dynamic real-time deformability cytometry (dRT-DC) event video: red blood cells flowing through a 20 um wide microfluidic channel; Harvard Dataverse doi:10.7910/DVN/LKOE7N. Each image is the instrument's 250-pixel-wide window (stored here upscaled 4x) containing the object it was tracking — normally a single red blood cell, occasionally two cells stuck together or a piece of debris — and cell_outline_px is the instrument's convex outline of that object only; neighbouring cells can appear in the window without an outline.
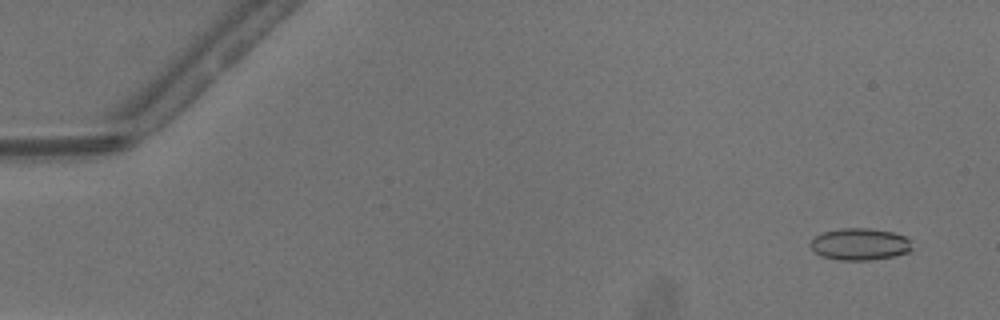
{"species": "common noctule bat (a hibernating species)", "species_latin": "Nyctalus noctula", "temperature_condition": "warm", "stored_images_in_passage": 40, "camera_frame_rate_fps": 3000, "um_per_image_px": 0.085, "animal": {"sex": "male", "body_mass_g": 13.3}, "frame": {"image": 1, "passage_image": 3, "time_ms": 0.667, "image_size_px": [1000, 320], "cell_outline_px": [[912, 248], [908, 252], [892, 256], [868, 260], [840, 260], [820, 256], [812, 248], [812, 240], [816, 236], [824, 232], [840, 228], [868, 228], [892, 232], [904, 236], [908, 240]], "centroid_in_image_um": [73.08, 20.75], "position_along_channel_um": 11.9, "area_um2": 18.55}}
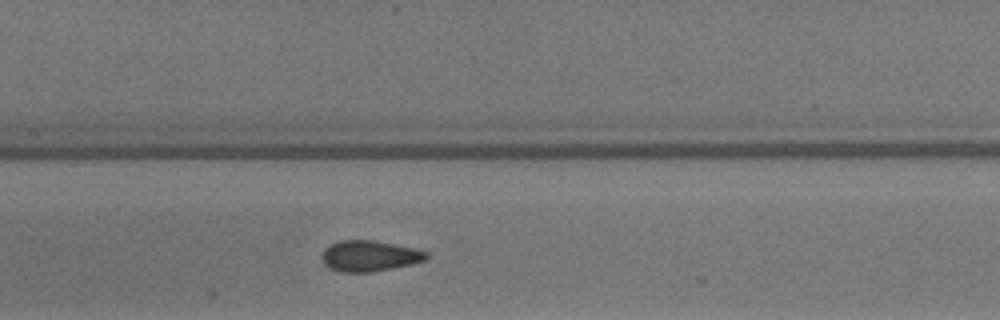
{"frame": {"image": 2, "passage_image": 25, "time_ms": 8.0, "image_size_px": [1000, 320], "cell_outline_px": [[428, 256], [424, 260], [412, 264], [372, 272], [340, 272], [328, 268], [324, 264], [320, 256], [324, 248], [328, 244], [340, 240], [372, 240], [416, 248], [428, 252]], "centroid_in_image_um": [31.36, 21.75], "position_along_channel_um": 176.0, "area_um2": 19.02}}
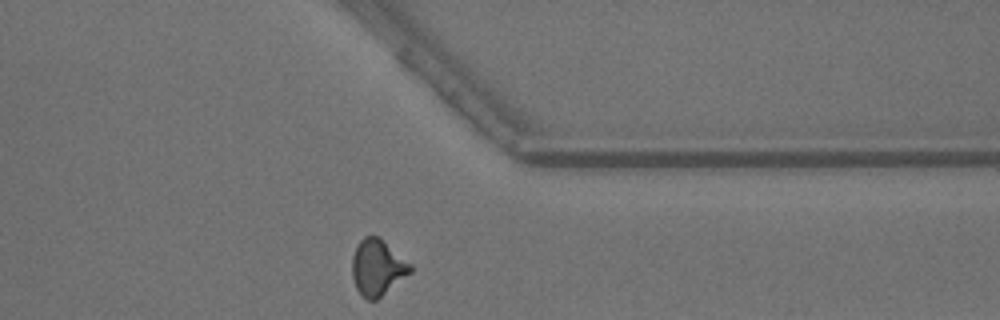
{"frame": {"image": 3, "passage_image": 40, "time_ms": 13.0, "image_size_px": [1000, 320], "cell_outline_px": [[412, 272], [376, 300], [368, 300], [356, 288], [352, 276], [352, 256], [360, 240], [364, 236], [380, 236], [412, 264]], "centroid_in_image_um": [32.1, 22.71], "position_along_channel_um": 379.3, "area_um2": 19.07}, "authors_computed_cell_mechanics": {"area_um2": 18.9295, "velocity_mm_per_s": 4.177, "shape_relaxation_time_tau1_ms": 7.172, "shape_relaxation_time_tau2_ms": 1.1949, "deformation_change_tau1": 0.1478, "deformation_change_tau2": 0.0766}}